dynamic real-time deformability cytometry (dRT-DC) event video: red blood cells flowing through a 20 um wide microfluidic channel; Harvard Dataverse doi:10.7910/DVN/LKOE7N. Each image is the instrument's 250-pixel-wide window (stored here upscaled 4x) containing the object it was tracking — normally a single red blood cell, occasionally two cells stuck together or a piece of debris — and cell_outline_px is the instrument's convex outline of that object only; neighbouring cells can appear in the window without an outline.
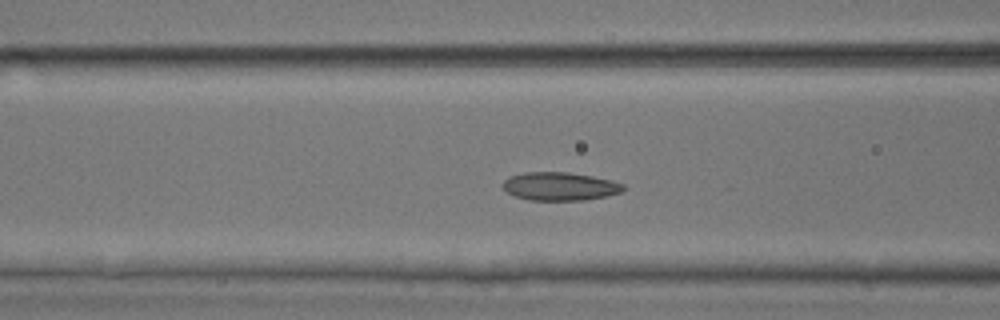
{"species": "common noctule bat (a hibernating species)", "species_latin": "Nyctalus noctula", "temperature_condition": "room temperature", "stored_images_in_passage": 50, "camera_frame_rate_fps": 3000, "um_per_image_px": 0.085, "animal": {"sex": "male", "body_mass_g": 17.9, "forearm_length_mm": 54.2}, "frame": {"image": 1, "passage_image": 18, "time_ms": 5.667, "image_size_px": [1000, 320], "cell_outline_px": [[624, 192], [584, 200], [532, 200], [516, 196], [508, 192], [500, 184], [508, 176], [524, 172], [568, 172], [592, 176], [612, 180], [624, 184]], "centroid_in_image_um": [47.59, 15.83], "position_along_channel_um": 119.0, "area_um2": 19.88}}
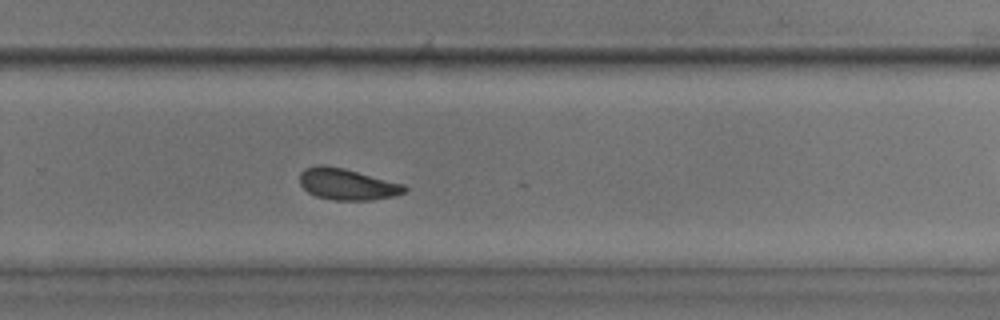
{"frame": {"image": 2, "passage_image": 32, "time_ms": 10.333, "image_size_px": [1000, 320], "cell_outline_px": [[408, 188], [404, 192], [392, 196], [372, 200], [332, 200], [316, 196], [308, 192], [300, 184], [300, 172], [304, 168], [316, 164], [324, 164], [344, 168], [404, 184]], "centroid_in_image_um": [29.47, 15.64], "position_along_channel_um": 300.3, "area_um2": 19.25}}
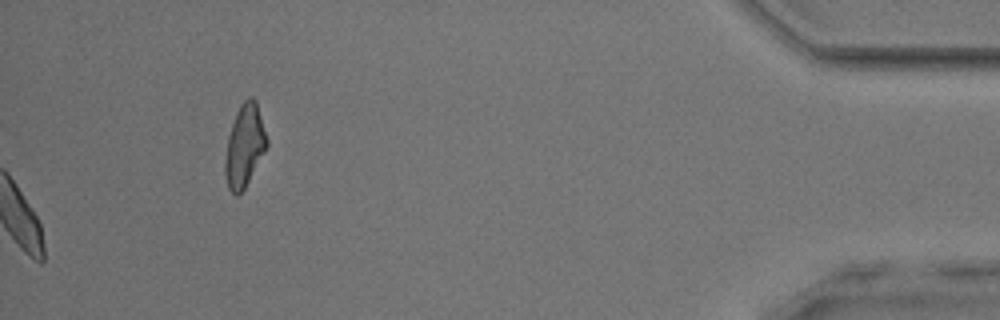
{"frame": {"image": 3, "passage_image": 50, "time_ms": 16.333, "image_size_px": [1000, 320], "cell_outline_px": [[268, 144], [264, 152], [244, 188], [236, 196], [228, 188], [224, 172], [224, 160], [228, 136], [236, 112], [240, 104], [248, 96], [252, 96], [256, 100], [268, 140]], "centroid_in_image_um": [20.77, 12.35], "position_along_channel_um": 414.4, "area_um2": 19.88}, "authors_computed_cell_mechanics": {"area_um2": 19.4208, "velocity_mm_per_s": 3.9041, "shape_relaxation_time_tau1_ms": 7.8145, "shape_relaxation_time_tau2_ms": 2.5823, "deformation_change_tau1": 0.123, "deformation_change_tau2": 0.0772}}